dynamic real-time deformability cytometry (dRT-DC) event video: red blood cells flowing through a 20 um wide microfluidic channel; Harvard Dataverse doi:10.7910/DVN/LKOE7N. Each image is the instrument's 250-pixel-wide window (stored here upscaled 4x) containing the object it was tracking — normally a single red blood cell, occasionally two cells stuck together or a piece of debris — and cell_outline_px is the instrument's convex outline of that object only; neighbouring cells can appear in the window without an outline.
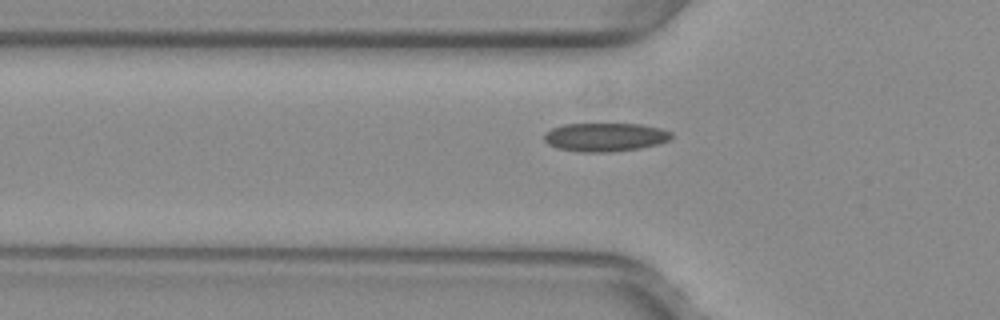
{"species": "common noctule bat (a hibernating species)", "species_latin": "Nyctalus noctula", "temperature_condition": "warm", "stored_images_in_passage": 39, "camera_frame_rate_fps": 3000, "um_per_image_px": 0.085, "animal": {"sex": "female", "body_mass_g": 29.2, "forearm_length_mm": 56.3}, "frame": {"image": 1, "passage_image": 4, "time_ms": 1.0, "image_size_px": [1000, 320], "cell_outline_px": [[672, 140], [640, 148], [612, 152], [580, 152], [556, 148], [548, 144], [544, 140], [544, 132], [552, 128], [564, 124], [640, 124], [660, 128], [672, 132]], "centroid_in_image_um": [51.43, 11.66], "position_along_channel_um": 74.4, "area_um2": 21.33}}
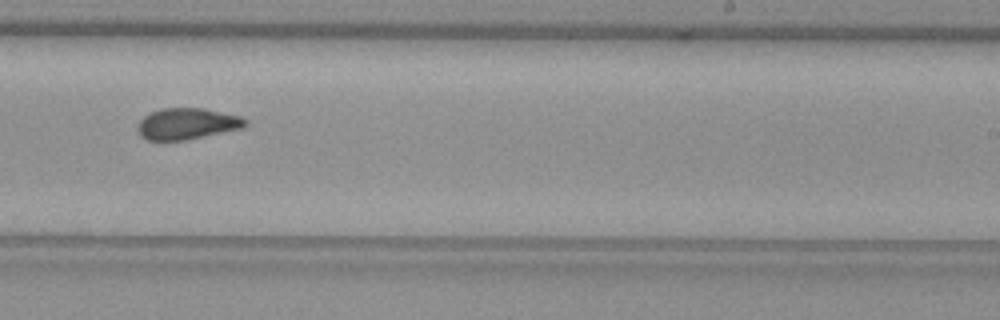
{"frame": {"image": 2, "passage_image": 19, "time_ms": 6.0, "image_size_px": [1000, 320], "cell_outline_px": [[248, 124], [244, 128], [184, 140], [148, 140], [140, 136], [136, 128], [136, 124], [144, 116], [160, 108], [204, 108], [240, 116], [248, 120]], "centroid_in_image_um": [15.9, 10.51], "position_along_channel_um": 273.1, "area_um2": 19.77}}
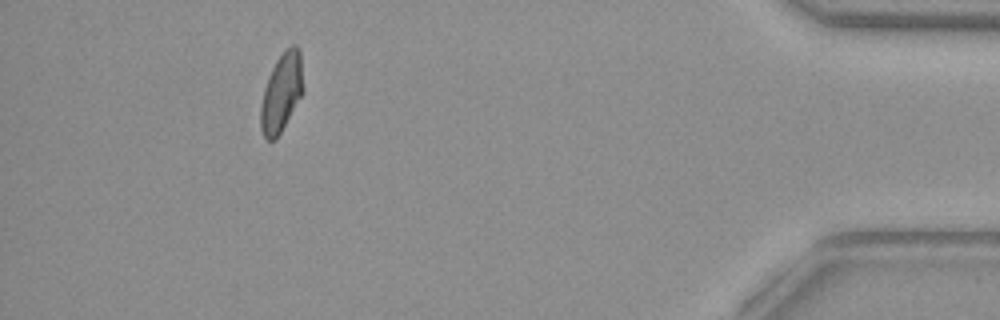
{"frame": {"image": 3, "passage_image": 34, "time_ms": 11.0, "image_size_px": [1000, 320], "cell_outline_px": [[304, 92], [276, 140], [264, 140], [260, 128], [260, 108], [264, 88], [268, 76], [276, 60], [292, 44], [296, 44], [300, 48], [304, 88]], "centroid_in_image_um": [23.93, 7.89], "position_along_channel_um": 411.3, "area_um2": 19.77}, "authors_computed_cell_mechanics": {"area_um2": 19.941, "velocity_mm_per_s": 3.9709, "shape_relaxation_time_tau1_ms": null, "shape_relaxation_time_tau2_ms": 1.3025, "deformation_change_tau1": null, "deformation_change_tau2": 0.0605}}